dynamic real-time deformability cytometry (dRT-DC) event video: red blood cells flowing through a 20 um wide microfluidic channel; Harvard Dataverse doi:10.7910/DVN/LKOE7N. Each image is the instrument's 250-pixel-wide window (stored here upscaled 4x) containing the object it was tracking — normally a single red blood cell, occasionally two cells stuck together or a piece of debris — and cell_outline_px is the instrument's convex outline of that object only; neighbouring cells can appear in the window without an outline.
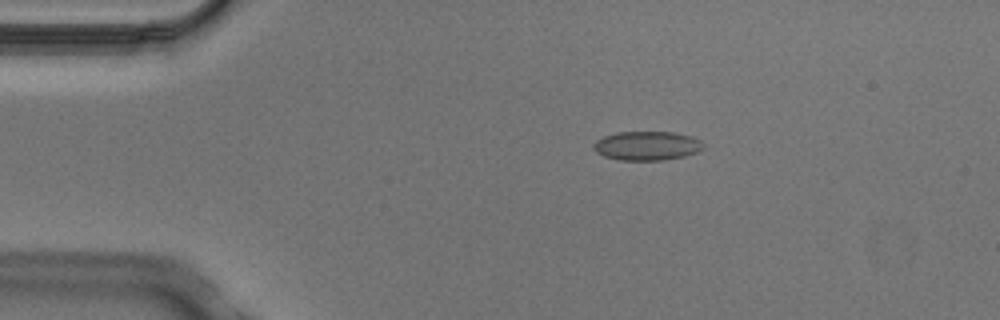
{"species": "Egyptian fruit bat (a non-hibernating species)", "species_latin": "Rousettus aegyptiacus", "temperature_condition": "cold", "stored_images_in_passage": 5, "camera_frame_rate_fps": 3000, "um_per_image_px": 0.085, "animal": {"sex": "male"}, "frame": {"image": 1, "passage_image": 3, "time_ms": 0.667, "image_size_px": [1000, 320], "cell_outline_px": [[704, 148], [696, 152], [684, 156], [664, 160], [620, 160], [604, 156], [596, 152], [592, 148], [592, 144], [596, 140], [604, 136], [616, 132], [672, 132], [692, 136], [700, 140], [704, 144]], "centroid_in_image_um": [54.97, 12.39], "position_along_channel_um": 30.0, "area_um2": 18.67}}
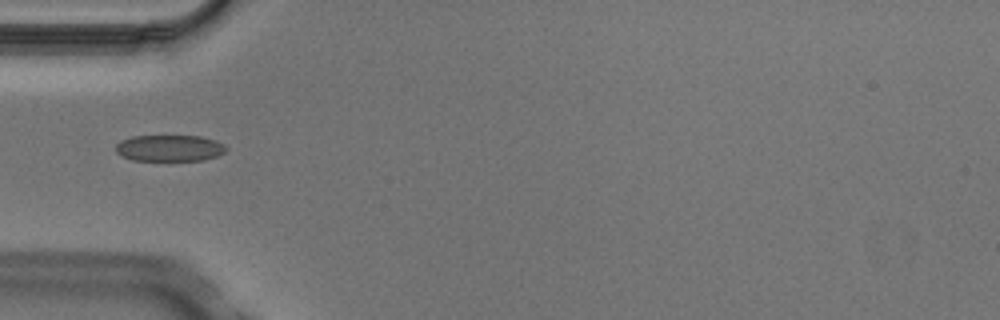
{"frame": {"image": 2, "passage_image": 5, "time_ms": 1.333, "image_size_px": [1000, 320], "cell_outline_px": [[228, 148], [224, 152], [216, 156], [204, 160], [132, 160], [120, 156], [116, 152], [116, 144], [120, 140], [132, 136], [200, 136], [216, 140], [224, 144]], "centroid_in_image_um": [14.39, 12.58], "position_along_channel_um": 70.6, "area_um2": 17.05}}